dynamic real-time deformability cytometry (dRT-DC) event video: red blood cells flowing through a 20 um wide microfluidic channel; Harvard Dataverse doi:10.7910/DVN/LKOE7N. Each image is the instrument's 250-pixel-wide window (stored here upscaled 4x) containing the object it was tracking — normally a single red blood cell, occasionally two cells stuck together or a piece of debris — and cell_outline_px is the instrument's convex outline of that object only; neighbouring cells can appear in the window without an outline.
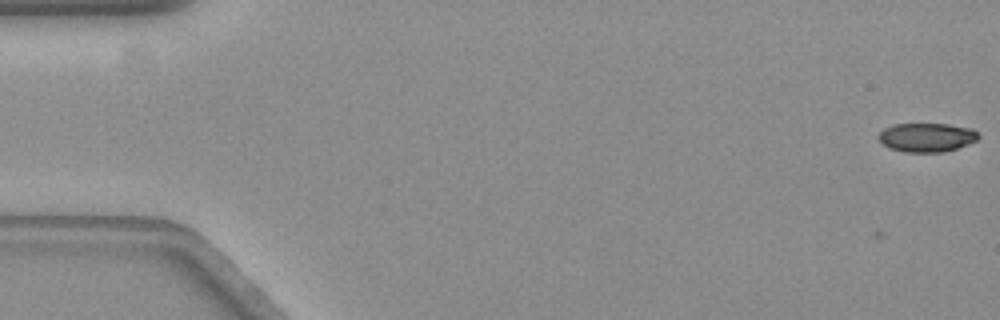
{"species": "common noctule bat (a hibernating species)", "species_latin": "Nyctalus noctula", "temperature_condition": "warm", "stored_images_in_passage": 5, "camera_frame_rate_fps": 3000, "um_per_image_px": 0.085, "animal": {"sex": "female", "body_mass_g": 19.3, "forearm_length_mm": 54.1}, "frame": {"image": 1, "passage_image": 5, "time_ms": 1.333, "image_size_px": [1000, 320], "cell_outline_px": [[980, 136], [976, 140], [968, 144], [944, 152], [904, 152], [888, 148], [880, 140], [880, 132], [884, 128], [896, 124], [948, 124], [972, 128]], "centroid_in_image_um": [78.78, 11.68], "position_along_channel_um": 6.2, "area_um2": 16.7}}